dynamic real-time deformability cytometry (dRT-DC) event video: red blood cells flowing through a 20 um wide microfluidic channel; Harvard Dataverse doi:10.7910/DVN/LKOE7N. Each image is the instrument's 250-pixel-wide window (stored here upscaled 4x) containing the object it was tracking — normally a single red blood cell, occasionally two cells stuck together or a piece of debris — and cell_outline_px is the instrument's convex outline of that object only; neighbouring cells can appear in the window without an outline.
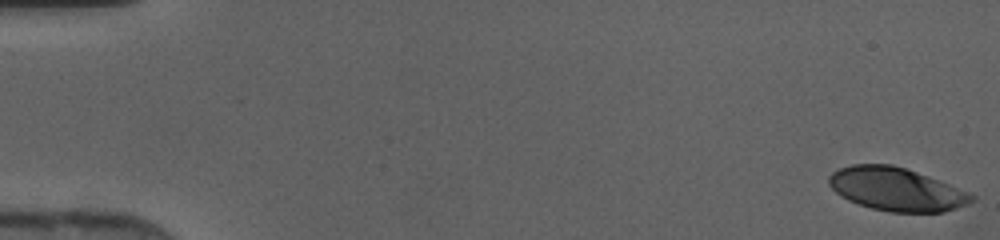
{"species": "human", "species_latin": "Homo sapiens", "temperature_condition": "cold", "stored_images_in_passage": 46, "camera_frame_rate_fps": 3000, "um_per_image_px": 0.085, "donor": {"sex": "female"}, "frame": {"image": 1, "passage_image": 1, "time_ms": 0.0, "image_size_px": [1000, 240], "cell_outline_px": [[976, 196], [968, 204], [944, 212], [888, 212], [872, 208], [848, 200], [840, 196], [828, 184], [828, 176], [832, 172], [840, 168], [852, 164], [892, 164], [916, 172], [948, 184]], "centroid_in_image_um": [76.14, 16.09], "position_along_channel_um": 8.9, "area_um2": 35.6}}
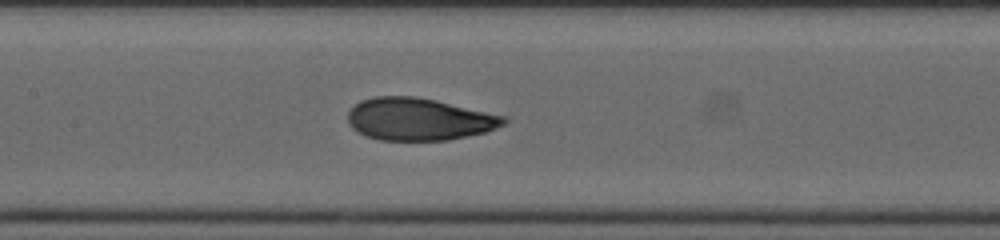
{"frame": {"image": 2, "passage_image": 23, "time_ms": 7.333, "image_size_px": [1000, 240], "cell_outline_px": [[508, 120], [504, 124], [496, 128], [484, 132], [448, 140], [380, 140], [364, 136], [352, 128], [348, 124], [348, 112], [360, 100], [372, 96], [416, 96], [436, 100], [508, 116]], "centroid_in_image_um": [35.6, 10.12], "position_along_channel_um": 171.8, "area_um2": 38.73}}
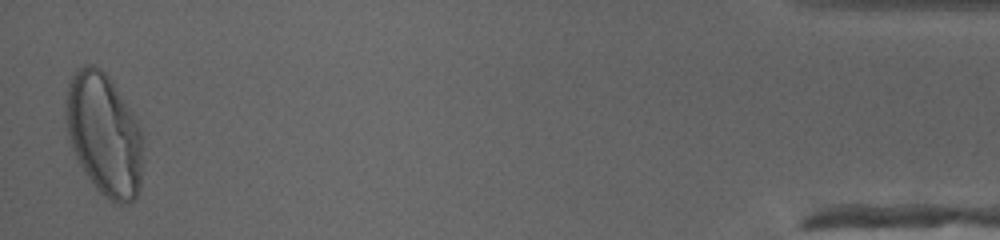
{"frame": {"image": 3, "passage_image": 46, "time_ms": 15.0, "image_size_px": [1000, 240], "cell_outline_px": [[140, 188], [136, 200], [132, 204], [116, 204], [104, 196], [96, 188], [80, 164], [68, 140], [64, 112], [64, 100], [68, 84], [76, 68], [84, 64], [96, 64], [112, 80], [132, 112], [140, 128]], "centroid_in_image_um": [8.8, 11.39], "position_along_channel_um": 426.4, "area_um2": 55.08}}